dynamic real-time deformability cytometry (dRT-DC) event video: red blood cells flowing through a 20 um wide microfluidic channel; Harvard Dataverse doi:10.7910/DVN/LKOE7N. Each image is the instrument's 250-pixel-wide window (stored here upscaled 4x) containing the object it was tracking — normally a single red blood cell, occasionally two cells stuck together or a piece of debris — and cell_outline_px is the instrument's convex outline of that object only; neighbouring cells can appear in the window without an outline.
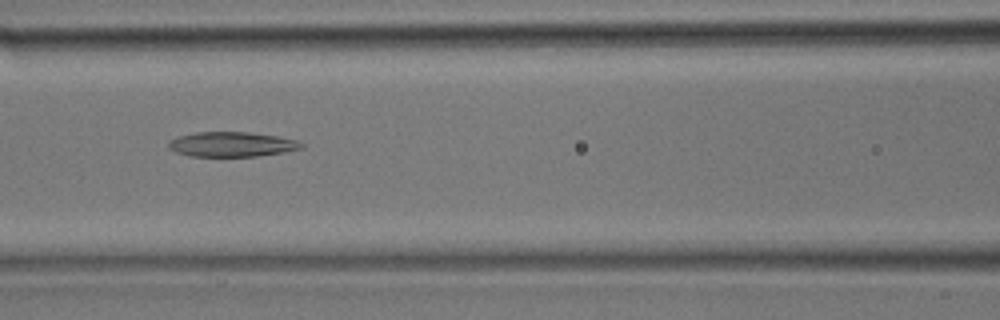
{"species": "common noctule bat (a hibernating species)", "species_latin": "Nyctalus noctula", "temperature_condition": "room temperature", "stored_images_in_passage": 30, "camera_frame_rate_fps": 3000, "um_per_image_px": 0.085, "animal": {"sex": "male", "body_mass_g": 17.9}, "frame": {"image": 1, "passage_image": 13, "time_ms": 4.0, "image_size_px": [1000, 320], "cell_outline_px": [[304, 148], [284, 152], [260, 156], [188, 156], [176, 152], [168, 148], [168, 140], [180, 136], [196, 132], [248, 132], [276, 136], [296, 140], [304, 144]], "centroid_in_image_um": [19.7, 12.27], "position_along_channel_um": 146.9, "area_um2": 19.25}}
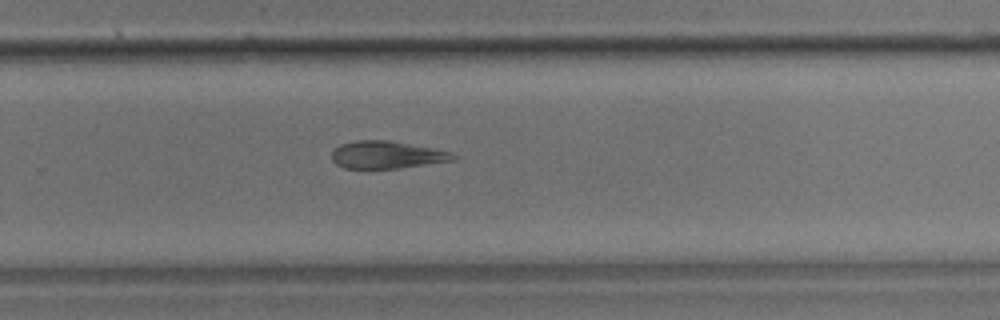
{"frame": {"image": 2, "passage_image": 20, "time_ms": 6.333, "image_size_px": [1000, 320], "cell_outline_px": [[456, 160], [400, 168], [344, 168], [336, 164], [332, 160], [332, 148], [340, 144], [356, 140], [388, 140], [432, 148], [452, 152], [456, 156]], "centroid_in_image_um": [32.85, 13.16], "position_along_channel_um": 296.9, "area_um2": 19.48}}
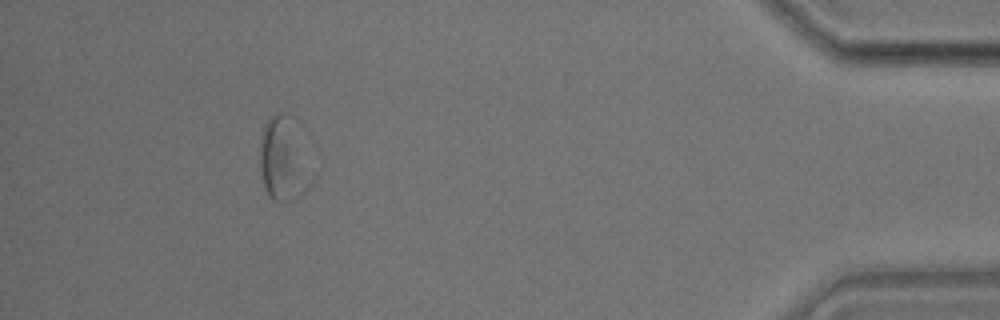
{"frame": {"image": 3, "passage_image": 28, "time_ms": 9.0, "image_size_px": [1000, 320], "cell_outline_px": [[316, 176], [308, 188], [300, 196], [284, 204], [272, 200], [268, 196], [264, 188], [260, 164], [260, 136], [264, 124], [276, 112], [284, 112], [316, 172]], "centroid_in_image_um": [24.12, 13.68], "position_along_channel_um": 411.1, "area_um2": 25.32}}